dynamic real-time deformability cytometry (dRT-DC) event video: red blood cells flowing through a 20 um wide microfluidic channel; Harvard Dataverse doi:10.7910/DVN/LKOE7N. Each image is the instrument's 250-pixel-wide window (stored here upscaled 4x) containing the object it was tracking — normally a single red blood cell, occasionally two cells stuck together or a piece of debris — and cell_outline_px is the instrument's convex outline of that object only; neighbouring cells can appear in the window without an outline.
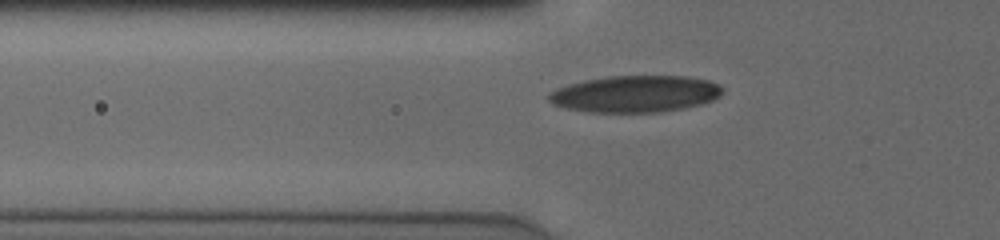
{"species": "human", "species_latin": "Homo sapiens", "temperature_condition": "cold", "stored_images_in_passage": 36, "camera_frame_rate_fps": 3000, "um_per_image_px": 0.085, "donor": {"sex": "male"}, "frame": {"image": 1, "passage_image": 2, "time_ms": 0.333, "image_size_px": [1000, 240], "cell_outline_px": [[724, 92], [720, 96], [712, 100], [700, 104], [684, 108], [660, 112], [588, 112], [568, 108], [552, 104], [548, 100], [548, 92], [556, 88], [568, 84], [584, 80], [608, 76], [684, 76], [708, 80], [724, 88]], "centroid_in_image_um": [53.98, 7.98], "position_along_channel_um": 71.8, "area_um2": 37.28}}
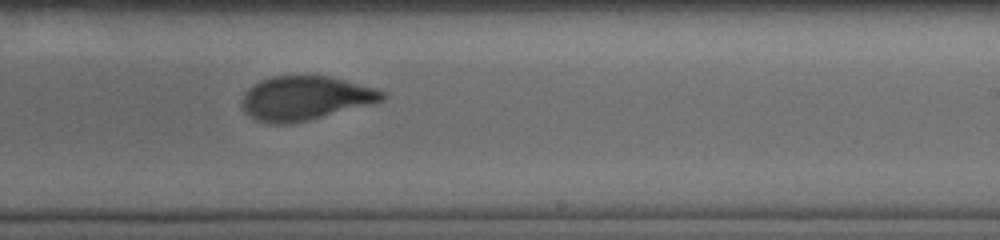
{"frame": {"image": 2, "passage_image": 17, "time_ms": 5.333, "image_size_px": [1000, 240], "cell_outline_px": [[388, 92], [384, 100], [372, 104], [292, 124], [272, 124], [256, 120], [244, 108], [244, 96], [248, 88], [260, 80], [272, 76], [328, 76], [344, 80]], "centroid_in_image_um": [25.98, 8.34], "position_along_channel_um": 263.0, "area_um2": 35.6}}
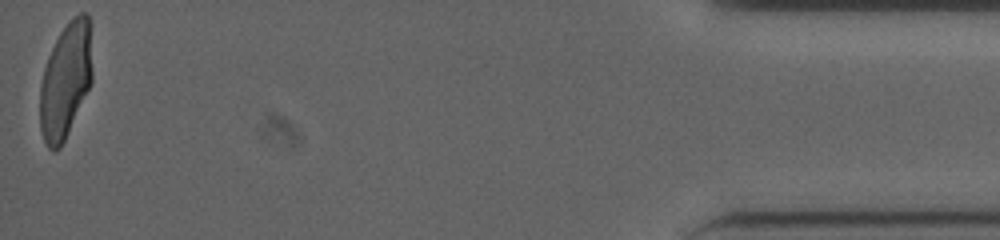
{"frame": {"image": 3, "passage_image": 36, "time_ms": 11.667, "image_size_px": [1000, 240], "cell_outline_px": [[92, 80], [64, 140], [60, 148], [56, 152], [52, 152], [48, 148], [44, 140], [40, 128], [40, 88], [44, 68], [48, 56], [60, 32], [80, 12], [84, 12], [88, 16], [92, 72]], "centroid_in_image_um": [5.55, 6.89], "position_along_channel_um": 429.7, "area_um2": 34.45}, "authors_computed_cell_mechanics": {"area_um2": 36.1828, "velocity_mm_per_s": 3.8656, "shape_relaxation_time_tau1_ms": 3.5122, "shape_relaxation_time_tau2_ms": 0.8234, "deformation_change_tau1": 0.1612, "deformation_change_tau2": 0.0599}}